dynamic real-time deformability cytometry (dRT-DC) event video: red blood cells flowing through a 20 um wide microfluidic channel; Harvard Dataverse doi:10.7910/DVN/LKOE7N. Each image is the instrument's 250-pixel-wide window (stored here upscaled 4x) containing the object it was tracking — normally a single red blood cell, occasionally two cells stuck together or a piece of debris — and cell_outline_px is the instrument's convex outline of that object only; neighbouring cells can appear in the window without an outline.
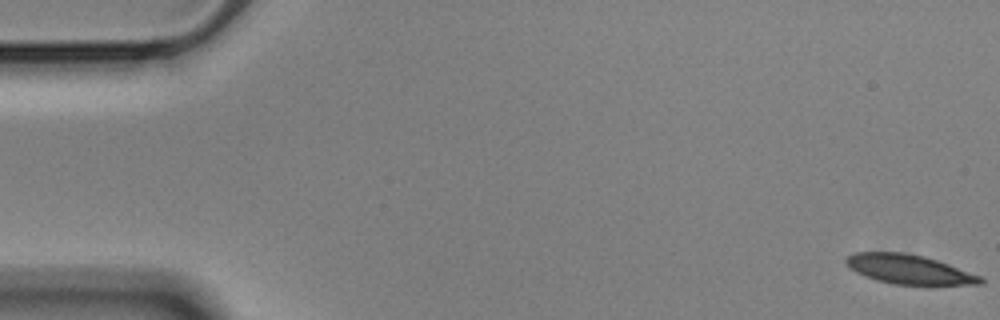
{"species": "Egyptian fruit bat (a non-hibernating species)", "species_latin": "Rousettus aegyptiacus", "temperature_condition": "cold", "stored_images_in_passage": 58, "camera_frame_rate_fps": 3000, "um_per_image_px": 0.085, "animal": {"sex": "male"}, "frame": {"image": 1, "passage_image": 1, "time_ms": 0.0, "image_size_px": [1000, 320], "cell_outline_px": [[984, 284], [892, 284], [876, 280], [864, 276], [848, 268], [844, 260], [848, 256], [856, 252], [904, 252], [924, 256], [948, 264], [980, 276], [984, 280]], "centroid_in_image_um": [77.21, 22.88], "position_along_channel_um": 7.8, "area_um2": 22.77}}
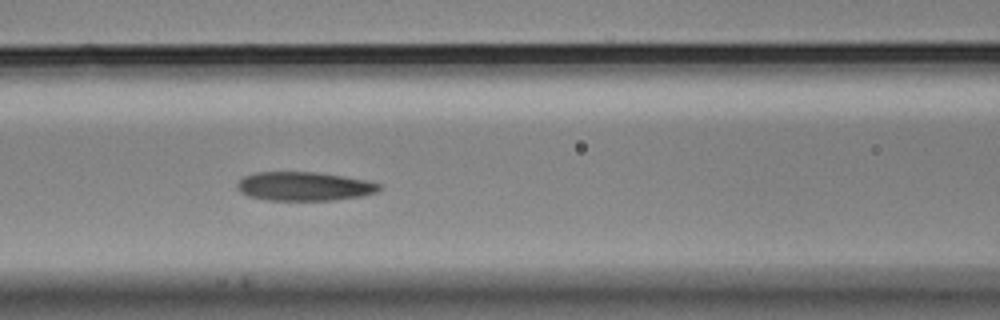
{"frame": {"image": 2, "passage_image": 24, "time_ms": 7.667, "image_size_px": [1000, 320], "cell_outline_px": [[380, 188], [376, 192], [360, 196], [332, 200], [268, 200], [248, 196], [240, 192], [236, 188], [236, 184], [244, 176], [256, 172], [316, 172], [344, 176], [364, 180], [380, 184]], "centroid_in_image_um": [25.8, 15.83], "position_along_channel_um": 140.8, "area_um2": 23.76}}
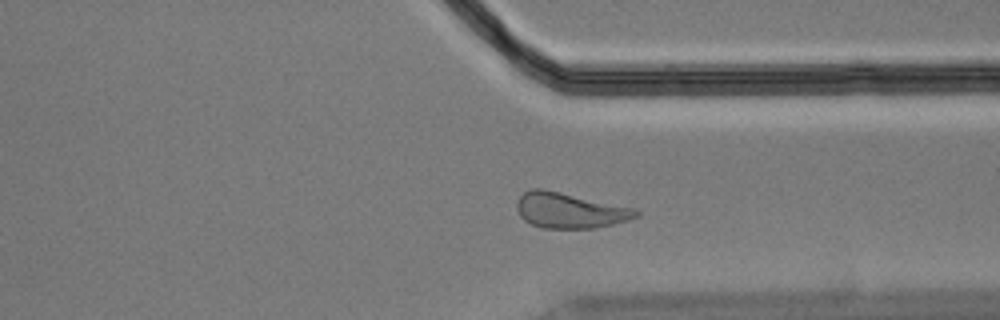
{"frame": {"image": 3, "passage_image": 43, "time_ms": 14.0, "image_size_px": [1000, 320], "cell_outline_px": [[640, 216], [628, 220], [612, 224], [592, 228], [540, 228], [524, 220], [520, 216], [516, 208], [516, 200], [524, 192], [532, 188], [544, 188], [636, 208], [640, 212]], "centroid_in_image_um": [48.42, 17.87], "position_along_channel_um": 363.0, "area_um2": 24.91}, "authors_computed_cell_mechanics": {"area_um2": 24.5939, "velocity_mm_per_s": 3.5156, "shape_relaxation_time_tau1_ms": 6.6836, "shape_relaxation_time_tau2_ms": 3.8752, "deformation_change_tau1": 0.1593, "deformation_change_tau2": 0.1019}}